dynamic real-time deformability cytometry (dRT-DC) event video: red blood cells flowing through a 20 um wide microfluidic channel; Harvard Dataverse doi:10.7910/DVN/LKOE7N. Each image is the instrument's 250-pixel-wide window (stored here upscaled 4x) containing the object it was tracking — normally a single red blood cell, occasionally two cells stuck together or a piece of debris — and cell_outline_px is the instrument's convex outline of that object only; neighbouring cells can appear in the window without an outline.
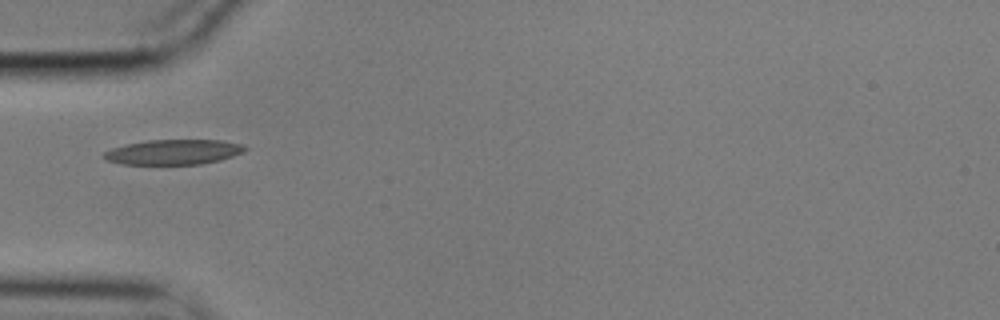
{"species": "common noctule bat (a hibernating species)", "species_latin": "Nyctalus noctula", "temperature_condition": "cold", "stored_images_in_passage": 39, "camera_frame_rate_fps": 3000, "um_per_image_px": 0.085, "animal": {"sex": "male", "body_mass_g": 17.9}, "frame": {"image": 1, "passage_image": 1, "time_ms": 0.0, "image_size_px": [1000, 320], "cell_outline_px": [[248, 148], [244, 152], [220, 160], [200, 164], [120, 164], [104, 160], [100, 156], [104, 152], [112, 148], [128, 144], [148, 140], [224, 140], [244, 144]], "centroid_in_image_um": [14.75, 12.92], "position_along_channel_um": 70.3, "area_um2": 20.75}}
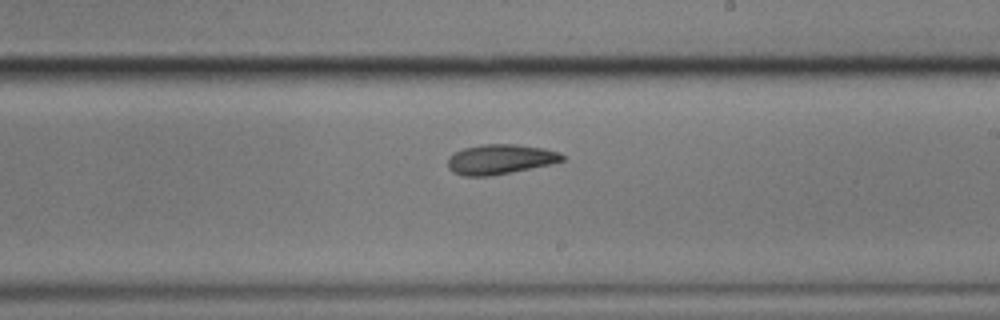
{"frame": {"image": 2, "passage_image": 16, "time_ms": 5.0, "image_size_px": [1000, 320], "cell_outline_px": [[564, 160], [552, 164], [492, 176], [464, 176], [452, 172], [448, 168], [448, 156], [464, 148], [480, 144], [516, 144], [544, 148], [560, 152], [564, 156]], "centroid_in_image_um": [42.52, 13.54], "position_along_channel_um": 246.5, "area_um2": 20.11}}
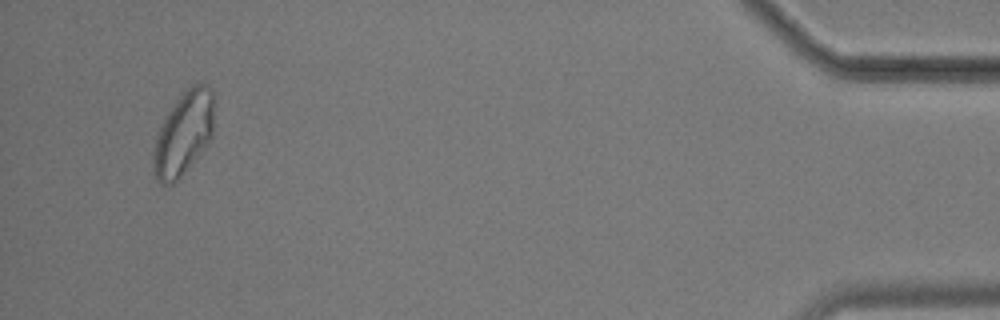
{"frame": {"image": 3, "passage_image": 37, "time_ms": 12.0, "image_size_px": [1000, 320], "cell_outline_px": [[212, 136], [180, 176], [172, 184], [160, 184], [156, 180], [152, 160], [152, 156], [156, 140], [160, 128], [168, 112], [184, 88], [192, 84], [208, 84], [212, 88]], "centroid_in_image_um": [15.58, 11.3], "position_along_channel_um": 419.6, "area_um2": 28.78}, "authors_computed_cell_mechanics": {"area_um2": 20.1144, "velocity_mm_per_s": 3.509, "shape_relaxation_time_tau1_ms": 3.984, "shape_relaxation_time_tau2_ms": 5.2447, "deformation_change_tau1": 0.1242, "deformation_change_tau2": 0.1175}}